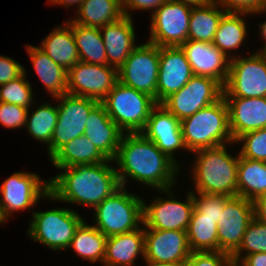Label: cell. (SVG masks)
<instances>
[{"label": "cell", "instance_id": "cell-44", "mask_svg": "<svg viewBox=\"0 0 266 266\" xmlns=\"http://www.w3.org/2000/svg\"><path fill=\"white\" fill-rule=\"evenodd\" d=\"M166 0H121L122 10L125 16L132 17L130 10H152L153 13ZM129 10V11H128Z\"/></svg>", "mask_w": 266, "mask_h": 266}, {"label": "cell", "instance_id": "cell-27", "mask_svg": "<svg viewBox=\"0 0 266 266\" xmlns=\"http://www.w3.org/2000/svg\"><path fill=\"white\" fill-rule=\"evenodd\" d=\"M55 168L96 164L108 159L84 134L66 143L51 159Z\"/></svg>", "mask_w": 266, "mask_h": 266}, {"label": "cell", "instance_id": "cell-45", "mask_svg": "<svg viewBox=\"0 0 266 266\" xmlns=\"http://www.w3.org/2000/svg\"><path fill=\"white\" fill-rule=\"evenodd\" d=\"M236 266H266V252L248 254Z\"/></svg>", "mask_w": 266, "mask_h": 266}, {"label": "cell", "instance_id": "cell-15", "mask_svg": "<svg viewBox=\"0 0 266 266\" xmlns=\"http://www.w3.org/2000/svg\"><path fill=\"white\" fill-rule=\"evenodd\" d=\"M67 77V93L101 102L118 82V69L79 61Z\"/></svg>", "mask_w": 266, "mask_h": 266}, {"label": "cell", "instance_id": "cell-14", "mask_svg": "<svg viewBox=\"0 0 266 266\" xmlns=\"http://www.w3.org/2000/svg\"><path fill=\"white\" fill-rule=\"evenodd\" d=\"M171 189L158 190L169 199L157 197L150 205L143 201L144 228L187 231L194 210L192 191H188L182 202L173 196Z\"/></svg>", "mask_w": 266, "mask_h": 266}, {"label": "cell", "instance_id": "cell-2", "mask_svg": "<svg viewBox=\"0 0 266 266\" xmlns=\"http://www.w3.org/2000/svg\"><path fill=\"white\" fill-rule=\"evenodd\" d=\"M110 163L114 161L59 168L60 173L49 179L50 193L45 199L94 209L121 187L116 168Z\"/></svg>", "mask_w": 266, "mask_h": 266}, {"label": "cell", "instance_id": "cell-29", "mask_svg": "<svg viewBox=\"0 0 266 266\" xmlns=\"http://www.w3.org/2000/svg\"><path fill=\"white\" fill-rule=\"evenodd\" d=\"M124 15L121 0H84L72 20L76 24L101 28Z\"/></svg>", "mask_w": 266, "mask_h": 266}, {"label": "cell", "instance_id": "cell-43", "mask_svg": "<svg viewBox=\"0 0 266 266\" xmlns=\"http://www.w3.org/2000/svg\"><path fill=\"white\" fill-rule=\"evenodd\" d=\"M24 72V66L16 60L0 55V85H3Z\"/></svg>", "mask_w": 266, "mask_h": 266}, {"label": "cell", "instance_id": "cell-37", "mask_svg": "<svg viewBox=\"0 0 266 266\" xmlns=\"http://www.w3.org/2000/svg\"><path fill=\"white\" fill-rule=\"evenodd\" d=\"M26 70L17 78L0 85V102L15 104L27 109L32 108L33 89L26 80Z\"/></svg>", "mask_w": 266, "mask_h": 266}, {"label": "cell", "instance_id": "cell-18", "mask_svg": "<svg viewBox=\"0 0 266 266\" xmlns=\"http://www.w3.org/2000/svg\"><path fill=\"white\" fill-rule=\"evenodd\" d=\"M141 133L180 167L174 154L177 150H186L181 123L162 104L153 108Z\"/></svg>", "mask_w": 266, "mask_h": 266}, {"label": "cell", "instance_id": "cell-28", "mask_svg": "<svg viewBox=\"0 0 266 266\" xmlns=\"http://www.w3.org/2000/svg\"><path fill=\"white\" fill-rule=\"evenodd\" d=\"M251 15L246 12H226L218 25L212 43L229 59L237 57L231 50L239 49L247 38V25L244 18ZM232 55H231V54Z\"/></svg>", "mask_w": 266, "mask_h": 266}, {"label": "cell", "instance_id": "cell-20", "mask_svg": "<svg viewBox=\"0 0 266 266\" xmlns=\"http://www.w3.org/2000/svg\"><path fill=\"white\" fill-rule=\"evenodd\" d=\"M180 47L194 75L213 78L224 86L229 74L231 59L212 42L187 40Z\"/></svg>", "mask_w": 266, "mask_h": 266}, {"label": "cell", "instance_id": "cell-13", "mask_svg": "<svg viewBox=\"0 0 266 266\" xmlns=\"http://www.w3.org/2000/svg\"><path fill=\"white\" fill-rule=\"evenodd\" d=\"M222 96L223 86L217 80L193 75L186 85L170 94L160 104L182 121L201 108L215 103Z\"/></svg>", "mask_w": 266, "mask_h": 266}, {"label": "cell", "instance_id": "cell-5", "mask_svg": "<svg viewBox=\"0 0 266 266\" xmlns=\"http://www.w3.org/2000/svg\"><path fill=\"white\" fill-rule=\"evenodd\" d=\"M143 201L121 186L94 208L93 226L106 237L138 229L144 224Z\"/></svg>", "mask_w": 266, "mask_h": 266}, {"label": "cell", "instance_id": "cell-50", "mask_svg": "<svg viewBox=\"0 0 266 266\" xmlns=\"http://www.w3.org/2000/svg\"><path fill=\"white\" fill-rule=\"evenodd\" d=\"M262 13H266V0H263V5H262V8L260 9V11L251 13V15H255V14L260 15Z\"/></svg>", "mask_w": 266, "mask_h": 266}, {"label": "cell", "instance_id": "cell-22", "mask_svg": "<svg viewBox=\"0 0 266 266\" xmlns=\"http://www.w3.org/2000/svg\"><path fill=\"white\" fill-rule=\"evenodd\" d=\"M123 134L107 114L104 105L99 102L88 115L84 135L108 160L113 161Z\"/></svg>", "mask_w": 266, "mask_h": 266}, {"label": "cell", "instance_id": "cell-25", "mask_svg": "<svg viewBox=\"0 0 266 266\" xmlns=\"http://www.w3.org/2000/svg\"><path fill=\"white\" fill-rule=\"evenodd\" d=\"M40 46L39 48L42 51L67 71L80 61L72 32V18L68 22L66 21L64 25L56 26L43 39Z\"/></svg>", "mask_w": 266, "mask_h": 266}, {"label": "cell", "instance_id": "cell-42", "mask_svg": "<svg viewBox=\"0 0 266 266\" xmlns=\"http://www.w3.org/2000/svg\"><path fill=\"white\" fill-rule=\"evenodd\" d=\"M226 12L254 13L260 11L263 0H215Z\"/></svg>", "mask_w": 266, "mask_h": 266}, {"label": "cell", "instance_id": "cell-26", "mask_svg": "<svg viewBox=\"0 0 266 266\" xmlns=\"http://www.w3.org/2000/svg\"><path fill=\"white\" fill-rule=\"evenodd\" d=\"M32 66L53 98L67 93L68 71L54 62L39 46H26Z\"/></svg>", "mask_w": 266, "mask_h": 266}, {"label": "cell", "instance_id": "cell-49", "mask_svg": "<svg viewBox=\"0 0 266 266\" xmlns=\"http://www.w3.org/2000/svg\"><path fill=\"white\" fill-rule=\"evenodd\" d=\"M259 28H260V36L262 37L263 40H265L264 42V47L262 48V50L258 49L257 52H262L266 54V21H264L263 23H259Z\"/></svg>", "mask_w": 266, "mask_h": 266}, {"label": "cell", "instance_id": "cell-35", "mask_svg": "<svg viewBox=\"0 0 266 266\" xmlns=\"http://www.w3.org/2000/svg\"><path fill=\"white\" fill-rule=\"evenodd\" d=\"M29 111L30 109L25 128L35 140L47 144V156L50 159V143L58 120L57 105L53 106L52 103L46 102L40 104L32 114Z\"/></svg>", "mask_w": 266, "mask_h": 266}, {"label": "cell", "instance_id": "cell-9", "mask_svg": "<svg viewBox=\"0 0 266 266\" xmlns=\"http://www.w3.org/2000/svg\"><path fill=\"white\" fill-rule=\"evenodd\" d=\"M50 193L49 180L30 172H15L0 185V220L7 222L15 211L33 208ZM10 216V217H9Z\"/></svg>", "mask_w": 266, "mask_h": 266}, {"label": "cell", "instance_id": "cell-19", "mask_svg": "<svg viewBox=\"0 0 266 266\" xmlns=\"http://www.w3.org/2000/svg\"><path fill=\"white\" fill-rule=\"evenodd\" d=\"M193 75L180 46L160 47L157 103H161L170 94L179 91Z\"/></svg>", "mask_w": 266, "mask_h": 266}, {"label": "cell", "instance_id": "cell-12", "mask_svg": "<svg viewBox=\"0 0 266 266\" xmlns=\"http://www.w3.org/2000/svg\"><path fill=\"white\" fill-rule=\"evenodd\" d=\"M192 6L166 0L151 14L149 43L159 47L181 46L188 40Z\"/></svg>", "mask_w": 266, "mask_h": 266}, {"label": "cell", "instance_id": "cell-4", "mask_svg": "<svg viewBox=\"0 0 266 266\" xmlns=\"http://www.w3.org/2000/svg\"><path fill=\"white\" fill-rule=\"evenodd\" d=\"M180 123L187 152L234 143L229 127L228 106L223 96Z\"/></svg>", "mask_w": 266, "mask_h": 266}, {"label": "cell", "instance_id": "cell-40", "mask_svg": "<svg viewBox=\"0 0 266 266\" xmlns=\"http://www.w3.org/2000/svg\"><path fill=\"white\" fill-rule=\"evenodd\" d=\"M182 266H233L231 255L222 251L191 252Z\"/></svg>", "mask_w": 266, "mask_h": 266}, {"label": "cell", "instance_id": "cell-1", "mask_svg": "<svg viewBox=\"0 0 266 266\" xmlns=\"http://www.w3.org/2000/svg\"><path fill=\"white\" fill-rule=\"evenodd\" d=\"M120 185L127 179L157 190L174 188L180 167L141 132L124 133L115 159Z\"/></svg>", "mask_w": 266, "mask_h": 266}, {"label": "cell", "instance_id": "cell-21", "mask_svg": "<svg viewBox=\"0 0 266 266\" xmlns=\"http://www.w3.org/2000/svg\"><path fill=\"white\" fill-rule=\"evenodd\" d=\"M233 141L244 133L266 128V97H224Z\"/></svg>", "mask_w": 266, "mask_h": 266}, {"label": "cell", "instance_id": "cell-41", "mask_svg": "<svg viewBox=\"0 0 266 266\" xmlns=\"http://www.w3.org/2000/svg\"><path fill=\"white\" fill-rule=\"evenodd\" d=\"M28 110L15 104L0 102V124L9 129L25 127Z\"/></svg>", "mask_w": 266, "mask_h": 266}, {"label": "cell", "instance_id": "cell-8", "mask_svg": "<svg viewBox=\"0 0 266 266\" xmlns=\"http://www.w3.org/2000/svg\"><path fill=\"white\" fill-rule=\"evenodd\" d=\"M223 97H266V54L255 52L249 57L237 56L230 60Z\"/></svg>", "mask_w": 266, "mask_h": 266}, {"label": "cell", "instance_id": "cell-48", "mask_svg": "<svg viewBox=\"0 0 266 266\" xmlns=\"http://www.w3.org/2000/svg\"><path fill=\"white\" fill-rule=\"evenodd\" d=\"M171 1L188 4L192 7H195V6H204L206 4L213 2L214 0H171Z\"/></svg>", "mask_w": 266, "mask_h": 266}, {"label": "cell", "instance_id": "cell-39", "mask_svg": "<svg viewBox=\"0 0 266 266\" xmlns=\"http://www.w3.org/2000/svg\"><path fill=\"white\" fill-rule=\"evenodd\" d=\"M194 193L192 192L194 208L202 214V217L213 219L217 224L220 219L221 212L224 210L225 203L231 197L226 195H214L199 192Z\"/></svg>", "mask_w": 266, "mask_h": 266}, {"label": "cell", "instance_id": "cell-6", "mask_svg": "<svg viewBox=\"0 0 266 266\" xmlns=\"http://www.w3.org/2000/svg\"><path fill=\"white\" fill-rule=\"evenodd\" d=\"M101 103L109 117L124 133L141 132L153 108L158 104L153 97L119 81Z\"/></svg>", "mask_w": 266, "mask_h": 266}, {"label": "cell", "instance_id": "cell-34", "mask_svg": "<svg viewBox=\"0 0 266 266\" xmlns=\"http://www.w3.org/2000/svg\"><path fill=\"white\" fill-rule=\"evenodd\" d=\"M186 232L191 252L218 251V227L215 220L202 217L195 208Z\"/></svg>", "mask_w": 266, "mask_h": 266}, {"label": "cell", "instance_id": "cell-33", "mask_svg": "<svg viewBox=\"0 0 266 266\" xmlns=\"http://www.w3.org/2000/svg\"><path fill=\"white\" fill-rule=\"evenodd\" d=\"M107 237L95 226L84 220L76 229L68 248L73 249L83 260L103 264Z\"/></svg>", "mask_w": 266, "mask_h": 266}, {"label": "cell", "instance_id": "cell-23", "mask_svg": "<svg viewBox=\"0 0 266 266\" xmlns=\"http://www.w3.org/2000/svg\"><path fill=\"white\" fill-rule=\"evenodd\" d=\"M132 17L123 16L121 19L99 28L109 66L119 69L131 52L138 46Z\"/></svg>", "mask_w": 266, "mask_h": 266}, {"label": "cell", "instance_id": "cell-10", "mask_svg": "<svg viewBox=\"0 0 266 266\" xmlns=\"http://www.w3.org/2000/svg\"><path fill=\"white\" fill-rule=\"evenodd\" d=\"M57 99L58 120L50 143V159L69 141L84 134L91 110L99 103L95 99L69 93Z\"/></svg>", "mask_w": 266, "mask_h": 266}, {"label": "cell", "instance_id": "cell-24", "mask_svg": "<svg viewBox=\"0 0 266 266\" xmlns=\"http://www.w3.org/2000/svg\"><path fill=\"white\" fill-rule=\"evenodd\" d=\"M142 226L130 232L107 237L104 266H135L140 254L144 260L145 235L144 225Z\"/></svg>", "mask_w": 266, "mask_h": 266}, {"label": "cell", "instance_id": "cell-32", "mask_svg": "<svg viewBox=\"0 0 266 266\" xmlns=\"http://www.w3.org/2000/svg\"><path fill=\"white\" fill-rule=\"evenodd\" d=\"M72 32L80 61L95 65H108L99 28L76 24L72 21Z\"/></svg>", "mask_w": 266, "mask_h": 266}, {"label": "cell", "instance_id": "cell-36", "mask_svg": "<svg viewBox=\"0 0 266 266\" xmlns=\"http://www.w3.org/2000/svg\"><path fill=\"white\" fill-rule=\"evenodd\" d=\"M259 252H266V224L254 217L247 226L240 246L231 255L232 263L237 265L246 255Z\"/></svg>", "mask_w": 266, "mask_h": 266}, {"label": "cell", "instance_id": "cell-38", "mask_svg": "<svg viewBox=\"0 0 266 266\" xmlns=\"http://www.w3.org/2000/svg\"><path fill=\"white\" fill-rule=\"evenodd\" d=\"M235 143H243L239 155L266 162V128L250 131L239 136Z\"/></svg>", "mask_w": 266, "mask_h": 266}, {"label": "cell", "instance_id": "cell-51", "mask_svg": "<svg viewBox=\"0 0 266 266\" xmlns=\"http://www.w3.org/2000/svg\"><path fill=\"white\" fill-rule=\"evenodd\" d=\"M146 266H163V265H153V264L146 263Z\"/></svg>", "mask_w": 266, "mask_h": 266}, {"label": "cell", "instance_id": "cell-47", "mask_svg": "<svg viewBox=\"0 0 266 266\" xmlns=\"http://www.w3.org/2000/svg\"><path fill=\"white\" fill-rule=\"evenodd\" d=\"M48 4H57L61 6H65L67 9L71 6H77L78 9L81 7V4L84 0H48Z\"/></svg>", "mask_w": 266, "mask_h": 266}, {"label": "cell", "instance_id": "cell-30", "mask_svg": "<svg viewBox=\"0 0 266 266\" xmlns=\"http://www.w3.org/2000/svg\"><path fill=\"white\" fill-rule=\"evenodd\" d=\"M237 186L238 196L252 202L266 195V162L239 155Z\"/></svg>", "mask_w": 266, "mask_h": 266}, {"label": "cell", "instance_id": "cell-17", "mask_svg": "<svg viewBox=\"0 0 266 266\" xmlns=\"http://www.w3.org/2000/svg\"><path fill=\"white\" fill-rule=\"evenodd\" d=\"M254 218V204L246 198L231 197L221 212L218 227V251L232 255L240 246L249 222Z\"/></svg>", "mask_w": 266, "mask_h": 266}, {"label": "cell", "instance_id": "cell-16", "mask_svg": "<svg viewBox=\"0 0 266 266\" xmlns=\"http://www.w3.org/2000/svg\"><path fill=\"white\" fill-rule=\"evenodd\" d=\"M144 235L146 263L182 266L191 254L186 231L144 228Z\"/></svg>", "mask_w": 266, "mask_h": 266}, {"label": "cell", "instance_id": "cell-3", "mask_svg": "<svg viewBox=\"0 0 266 266\" xmlns=\"http://www.w3.org/2000/svg\"><path fill=\"white\" fill-rule=\"evenodd\" d=\"M226 144L193 152L191 166L195 191L205 194L238 196L237 169L239 153L229 154Z\"/></svg>", "mask_w": 266, "mask_h": 266}, {"label": "cell", "instance_id": "cell-11", "mask_svg": "<svg viewBox=\"0 0 266 266\" xmlns=\"http://www.w3.org/2000/svg\"><path fill=\"white\" fill-rule=\"evenodd\" d=\"M160 47L152 43L138 44L118 69V81L153 97L157 102V77Z\"/></svg>", "mask_w": 266, "mask_h": 266}, {"label": "cell", "instance_id": "cell-31", "mask_svg": "<svg viewBox=\"0 0 266 266\" xmlns=\"http://www.w3.org/2000/svg\"><path fill=\"white\" fill-rule=\"evenodd\" d=\"M225 13L226 11L215 0L204 6L192 7L188 40L212 42Z\"/></svg>", "mask_w": 266, "mask_h": 266}, {"label": "cell", "instance_id": "cell-7", "mask_svg": "<svg viewBox=\"0 0 266 266\" xmlns=\"http://www.w3.org/2000/svg\"><path fill=\"white\" fill-rule=\"evenodd\" d=\"M32 213L28 236L53 251L67 250L76 229L84 221L79 213L67 208Z\"/></svg>", "mask_w": 266, "mask_h": 266}, {"label": "cell", "instance_id": "cell-46", "mask_svg": "<svg viewBox=\"0 0 266 266\" xmlns=\"http://www.w3.org/2000/svg\"><path fill=\"white\" fill-rule=\"evenodd\" d=\"M254 204V217L266 224V195L260 196L255 201Z\"/></svg>", "mask_w": 266, "mask_h": 266}]
</instances>
